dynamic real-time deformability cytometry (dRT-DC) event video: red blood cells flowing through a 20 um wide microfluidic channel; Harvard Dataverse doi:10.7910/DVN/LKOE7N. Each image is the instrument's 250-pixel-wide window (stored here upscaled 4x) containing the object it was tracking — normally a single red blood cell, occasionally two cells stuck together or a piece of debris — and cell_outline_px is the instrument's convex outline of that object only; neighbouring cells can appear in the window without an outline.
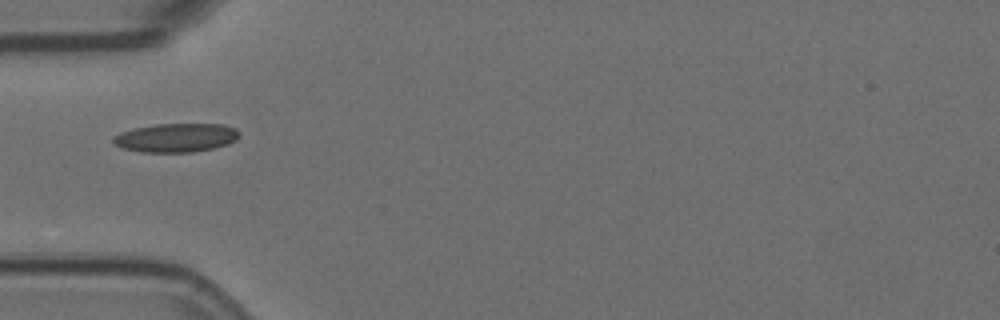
{"species": "Egyptian fruit bat (a non-hibernating species)", "species_latin": "Rousettus aegyptiacus", "temperature_condition": "room temperature", "stored_images_in_passage": 23, "camera_frame_rate_fps": 3000, "um_per_image_px": 0.085, "animal": {"sex": "female"}, "frame": {"image": 1, "passage_image": 1, "time_ms": 0.0, "image_size_px": [1000, 320], "cell_outline_px": [[240, 136], [236, 140], [228, 144], [212, 148], [192, 152], [144, 152], [120, 148], [112, 140], [116, 136], [124, 132], [136, 128], [156, 124], [224, 124], [236, 128], [240, 132]], "centroid_in_image_um": [15.03, 11.7], "position_along_channel_um": 70.0, "area_um2": 20.98}}
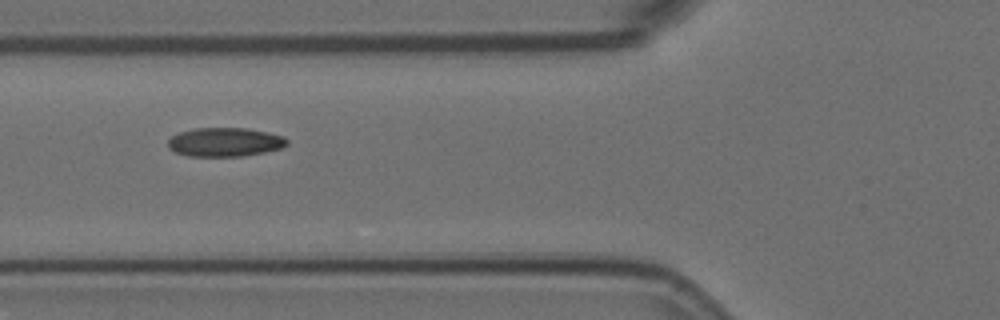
{"frame": {"image": 2, "passage_image": 4, "time_ms": 1.0, "image_size_px": [1000, 320], "cell_outline_px": [[288, 144], [280, 148], [264, 152], [240, 156], [188, 156], [176, 152], [168, 148], [168, 140], [172, 136], [180, 132], [196, 128], [244, 128], [268, 132], [284, 136], [288, 140]], "centroid_in_image_um": [19.11, 12.07], "position_along_channel_um": 106.7, "area_um2": 19.94}}